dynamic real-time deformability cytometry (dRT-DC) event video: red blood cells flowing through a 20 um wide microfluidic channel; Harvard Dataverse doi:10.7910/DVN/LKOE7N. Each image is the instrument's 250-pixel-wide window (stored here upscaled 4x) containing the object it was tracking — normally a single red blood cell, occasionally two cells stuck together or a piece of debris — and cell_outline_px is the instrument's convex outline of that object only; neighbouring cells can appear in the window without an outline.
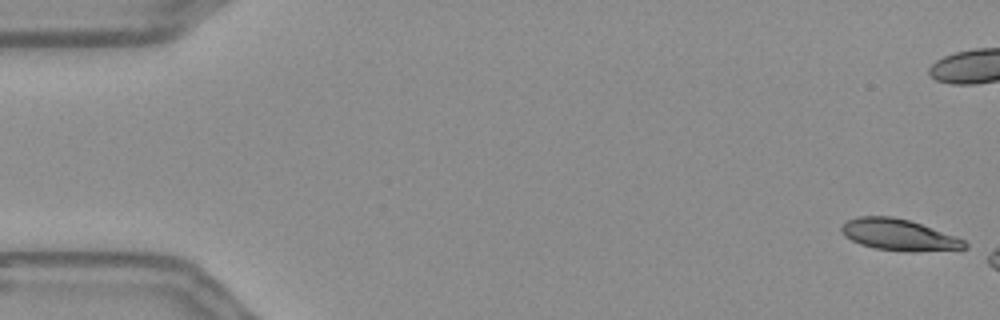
{"species": "Egyptian fruit bat (a non-hibernating species)", "species_latin": "Rousettus aegyptiacus", "temperature_condition": "warm", "stored_images_in_passage": 17, "camera_frame_rate_fps": 3000, "um_per_image_px": 0.085, "frame": {"image": 1, "passage_image": 1, "time_ms": 0.0, "image_size_px": [1000, 320], "cell_outline_px": [[968, 248], [912, 252], [876, 248], [860, 244], [844, 236], [840, 232], [840, 228], [848, 220], [860, 216], [892, 216], [908, 220], [920, 224], [964, 240], [968, 244]], "centroid_in_image_um": [76.36, 19.96], "position_along_channel_um": 8.6, "area_um2": 22.14}}